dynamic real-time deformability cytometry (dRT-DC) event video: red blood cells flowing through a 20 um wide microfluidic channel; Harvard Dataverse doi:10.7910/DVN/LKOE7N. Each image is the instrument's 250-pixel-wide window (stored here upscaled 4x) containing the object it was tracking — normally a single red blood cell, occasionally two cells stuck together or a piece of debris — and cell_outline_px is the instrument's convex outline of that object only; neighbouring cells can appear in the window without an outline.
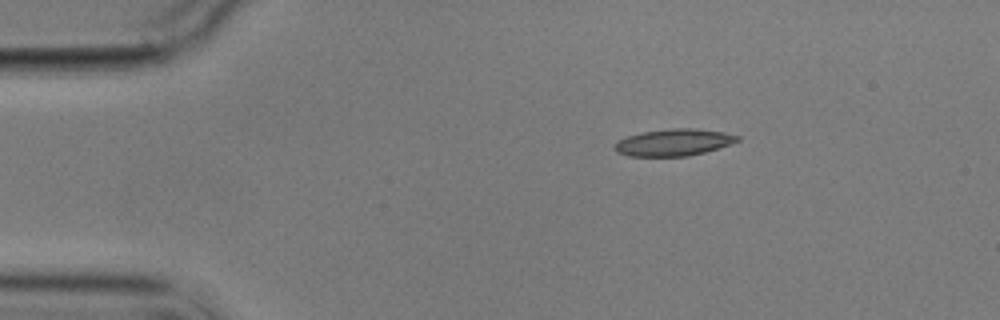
{"species": "common noctule bat (a hibernating species)", "species_latin": "Nyctalus noctula", "temperature_condition": "cold", "stored_images_in_passage": 4, "camera_frame_rate_fps": 3000, "um_per_image_px": 0.085, "animal": {"sex": "male", "body_mass_g": 17.9}, "frame": {"image": 1, "passage_image": 1, "time_ms": 0.0, "image_size_px": [1000, 320], "cell_outline_px": [[740, 140], [704, 152], [688, 156], [628, 156], [616, 152], [612, 148], [616, 140], [640, 132], [672, 128], [696, 128], [724, 132], [740, 136]], "centroid_in_image_um": [57.2, 12.1], "position_along_channel_um": 27.8, "area_um2": 19.31}}